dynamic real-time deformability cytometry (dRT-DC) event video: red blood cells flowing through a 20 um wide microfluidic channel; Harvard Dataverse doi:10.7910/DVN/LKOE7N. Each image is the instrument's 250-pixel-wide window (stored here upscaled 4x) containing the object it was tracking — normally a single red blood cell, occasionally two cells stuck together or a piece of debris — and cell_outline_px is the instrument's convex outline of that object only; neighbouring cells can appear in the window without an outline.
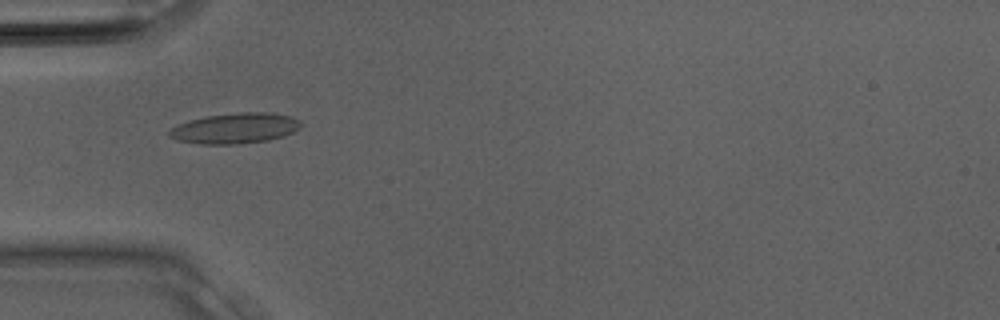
{"species": "Egyptian fruit bat (a non-hibernating species)", "species_latin": "Rousettus aegyptiacus", "temperature_condition": "room temperature", "stored_images_in_passage": 17, "camera_frame_rate_fps": 3000, "um_per_image_px": 0.085, "animal": {"sex": "male"}, "frame": {"image": 1, "passage_image": 8, "time_ms": 2.333, "image_size_px": [1000, 320], "cell_outline_px": [[304, 124], [300, 128], [284, 136], [268, 140], [236, 144], [200, 144], [176, 140], [168, 136], [168, 132], [172, 128], [188, 120], [208, 116], [240, 112], [268, 112], [288, 116], [300, 120]], "centroid_in_image_um": [19.99, 10.9], "position_along_channel_um": 65.0, "area_um2": 23.35}}
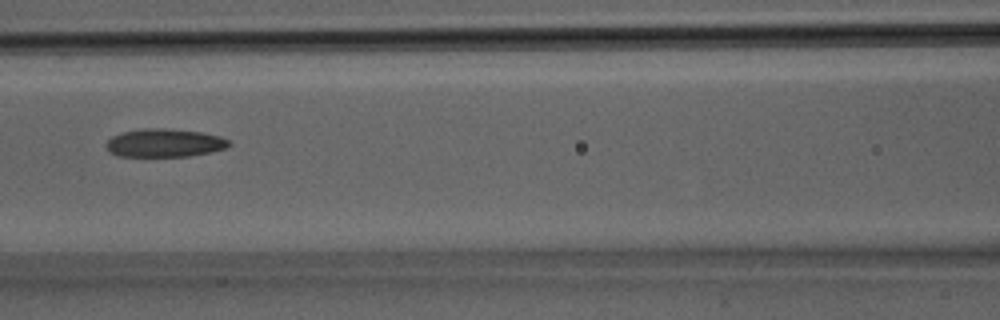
{"frame": {"image": 2, "passage_image": 12, "time_ms": 3.667, "image_size_px": [1000, 320], "cell_outline_px": [[232, 144], [224, 148], [212, 152], [188, 156], [120, 156], [112, 152], [104, 144], [112, 136], [124, 132], [144, 128], [164, 128], [204, 132], [220, 136], [232, 140]], "centroid_in_image_um": [14.05, 12.14], "position_along_channel_um": 152.6, "area_um2": 20.23}}